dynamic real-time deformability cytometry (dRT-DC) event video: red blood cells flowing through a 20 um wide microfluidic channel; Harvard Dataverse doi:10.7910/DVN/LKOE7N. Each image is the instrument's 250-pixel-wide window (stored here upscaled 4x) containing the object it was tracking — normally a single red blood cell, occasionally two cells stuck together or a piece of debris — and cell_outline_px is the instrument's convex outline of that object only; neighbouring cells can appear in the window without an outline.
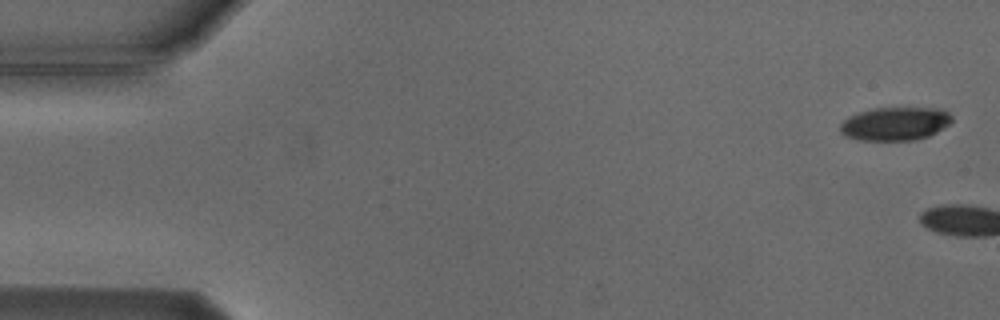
{"species": "Egyptian fruit bat (a non-hibernating species)", "species_latin": "Rousettus aegyptiacus", "temperature_condition": "cold", "stored_images_in_passage": 2, "camera_frame_rate_fps": 3000, "um_per_image_px": 0.085, "animal": {"sex": "male"}, "frame": {"image": 1, "passage_image": 1, "time_ms": 0.0, "image_size_px": [1000, 320], "cell_outline_px": [[952, 120], [948, 124], [936, 132], [928, 136], [916, 140], [860, 140], [844, 136], [840, 132], [840, 124], [848, 116], [872, 108], [940, 108], [948, 112], [952, 116]], "centroid_in_image_um": [76.06, 10.51], "position_along_channel_um": 8.9, "area_um2": 21.73}}